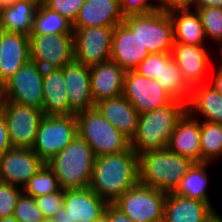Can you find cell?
I'll list each match as a JSON object with an SVG mask.
<instances>
[{"mask_svg":"<svg viewBox=\"0 0 222 222\" xmlns=\"http://www.w3.org/2000/svg\"><path fill=\"white\" fill-rule=\"evenodd\" d=\"M218 52H219L218 54H219V58H221V61L215 70L222 71V51L218 50Z\"/></svg>","mask_w":222,"mask_h":222,"instance_id":"obj_49","label":"cell"},{"mask_svg":"<svg viewBox=\"0 0 222 222\" xmlns=\"http://www.w3.org/2000/svg\"><path fill=\"white\" fill-rule=\"evenodd\" d=\"M205 46L174 43L172 48V58L177 62L181 73L191 87L207 83L204 80L211 61L210 53Z\"/></svg>","mask_w":222,"mask_h":222,"instance_id":"obj_16","label":"cell"},{"mask_svg":"<svg viewBox=\"0 0 222 222\" xmlns=\"http://www.w3.org/2000/svg\"><path fill=\"white\" fill-rule=\"evenodd\" d=\"M37 8L31 2L17 0L12 6L0 10V28L30 36Z\"/></svg>","mask_w":222,"mask_h":222,"instance_id":"obj_29","label":"cell"},{"mask_svg":"<svg viewBox=\"0 0 222 222\" xmlns=\"http://www.w3.org/2000/svg\"><path fill=\"white\" fill-rule=\"evenodd\" d=\"M209 164L212 163H194L181 179L180 185L174 193L186 198L204 201L212 206L207 187Z\"/></svg>","mask_w":222,"mask_h":222,"instance_id":"obj_30","label":"cell"},{"mask_svg":"<svg viewBox=\"0 0 222 222\" xmlns=\"http://www.w3.org/2000/svg\"><path fill=\"white\" fill-rule=\"evenodd\" d=\"M195 0H157V8L160 11L169 13L175 10H184L193 8Z\"/></svg>","mask_w":222,"mask_h":222,"instance_id":"obj_41","label":"cell"},{"mask_svg":"<svg viewBox=\"0 0 222 222\" xmlns=\"http://www.w3.org/2000/svg\"><path fill=\"white\" fill-rule=\"evenodd\" d=\"M22 188L0 182V218L13 216Z\"/></svg>","mask_w":222,"mask_h":222,"instance_id":"obj_37","label":"cell"},{"mask_svg":"<svg viewBox=\"0 0 222 222\" xmlns=\"http://www.w3.org/2000/svg\"><path fill=\"white\" fill-rule=\"evenodd\" d=\"M95 158L90 145L77 135L47 165L62 190L86 188L90 185Z\"/></svg>","mask_w":222,"mask_h":222,"instance_id":"obj_4","label":"cell"},{"mask_svg":"<svg viewBox=\"0 0 222 222\" xmlns=\"http://www.w3.org/2000/svg\"><path fill=\"white\" fill-rule=\"evenodd\" d=\"M174 26V41L184 45H204L207 39L196 10L184 9L169 12Z\"/></svg>","mask_w":222,"mask_h":222,"instance_id":"obj_27","label":"cell"},{"mask_svg":"<svg viewBox=\"0 0 222 222\" xmlns=\"http://www.w3.org/2000/svg\"><path fill=\"white\" fill-rule=\"evenodd\" d=\"M2 111L12 148L32 149L40 122L45 116L42 109L3 101Z\"/></svg>","mask_w":222,"mask_h":222,"instance_id":"obj_10","label":"cell"},{"mask_svg":"<svg viewBox=\"0 0 222 222\" xmlns=\"http://www.w3.org/2000/svg\"><path fill=\"white\" fill-rule=\"evenodd\" d=\"M122 95L139 114L159 109L174 101L155 79L147 78L135 70L125 72Z\"/></svg>","mask_w":222,"mask_h":222,"instance_id":"obj_13","label":"cell"},{"mask_svg":"<svg viewBox=\"0 0 222 222\" xmlns=\"http://www.w3.org/2000/svg\"><path fill=\"white\" fill-rule=\"evenodd\" d=\"M135 71L147 78L155 79L160 77L161 53L149 54L135 69Z\"/></svg>","mask_w":222,"mask_h":222,"instance_id":"obj_40","label":"cell"},{"mask_svg":"<svg viewBox=\"0 0 222 222\" xmlns=\"http://www.w3.org/2000/svg\"><path fill=\"white\" fill-rule=\"evenodd\" d=\"M3 100H4L3 89H2V86H0V111L2 110Z\"/></svg>","mask_w":222,"mask_h":222,"instance_id":"obj_50","label":"cell"},{"mask_svg":"<svg viewBox=\"0 0 222 222\" xmlns=\"http://www.w3.org/2000/svg\"><path fill=\"white\" fill-rule=\"evenodd\" d=\"M121 13L124 17L130 15L146 14L157 11V4L150 0H119ZM155 1V0H153Z\"/></svg>","mask_w":222,"mask_h":222,"instance_id":"obj_39","label":"cell"},{"mask_svg":"<svg viewBox=\"0 0 222 222\" xmlns=\"http://www.w3.org/2000/svg\"><path fill=\"white\" fill-rule=\"evenodd\" d=\"M187 111V104L174 100L167 106L139 114L137 132L130 146L139 156L168 146L178 120Z\"/></svg>","mask_w":222,"mask_h":222,"instance_id":"obj_2","label":"cell"},{"mask_svg":"<svg viewBox=\"0 0 222 222\" xmlns=\"http://www.w3.org/2000/svg\"><path fill=\"white\" fill-rule=\"evenodd\" d=\"M123 19L119 0H86L72 25L73 28L116 26Z\"/></svg>","mask_w":222,"mask_h":222,"instance_id":"obj_23","label":"cell"},{"mask_svg":"<svg viewBox=\"0 0 222 222\" xmlns=\"http://www.w3.org/2000/svg\"><path fill=\"white\" fill-rule=\"evenodd\" d=\"M61 188L53 170L45 163L23 187V193L34 198L55 193Z\"/></svg>","mask_w":222,"mask_h":222,"instance_id":"obj_33","label":"cell"},{"mask_svg":"<svg viewBox=\"0 0 222 222\" xmlns=\"http://www.w3.org/2000/svg\"><path fill=\"white\" fill-rule=\"evenodd\" d=\"M20 1H28L31 2L35 5H37L38 7L45 4L46 0H20Z\"/></svg>","mask_w":222,"mask_h":222,"instance_id":"obj_48","label":"cell"},{"mask_svg":"<svg viewBox=\"0 0 222 222\" xmlns=\"http://www.w3.org/2000/svg\"><path fill=\"white\" fill-rule=\"evenodd\" d=\"M17 0H0V10L12 6Z\"/></svg>","mask_w":222,"mask_h":222,"instance_id":"obj_46","label":"cell"},{"mask_svg":"<svg viewBox=\"0 0 222 222\" xmlns=\"http://www.w3.org/2000/svg\"><path fill=\"white\" fill-rule=\"evenodd\" d=\"M44 115H70V106L65 88L64 67L43 69Z\"/></svg>","mask_w":222,"mask_h":222,"instance_id":"obj_25","label":"cell"},{"mask_svg":"<svg viewBox=\"0 0 222 222\" xmlns=\"http://www.w3.org/2000/svg\"><path fill=\"white\" fill-rule=\"evenodd\" d=\"M12 148L9 141L7 123L3 114V111H0V156Z\"/></svg>","mask_w":222,"mask_h":222,"instance_id":"obj_43","label":"cell"},{"mask_svg":"<svg viewBox=\"0 0 222 222\" xmlns=\"http://www.w3.org/2000/svg\"><path fill=\"white\" fill-rule=\"evenodd\" d=\"M13 216L19 222H43L46 219L36 205L35 198L24 193L18 198Z\"/></svg>","mask_w":222,"mask_h":222,"instance_id":"obj_36","label":"cell"},{"mask_svg":"<svg viewBox=\"0 0 222 222\" xmlns=\"http://www.w3.org/2000/svg\"><path fill=\"white\" fill-rule=\"evenodd\" d=\"M200 151L201 163L222 158V124L200 120Z\"/></svg>","mask_w":222,"mask_h":222,"instance_id":"obj_32","label":"cell"},{"mask_svg":"<svg viewBox=\"0 0 222 222\" xmlns=\"http://www.w3.org/2000/svg\"><path fill=\"white\" fill-rule=\"evenodd\" d=\"M30 60L42 69L63 68L74 60V35H30Z\"/></svg>","mask_w":222,"mask_h":222,"instance_id":"obj_12","label":"cell"},{"mask_svg":"<svg viewBox=\"0 0 222 222\" xmlns=\"http://www.w3.org/2000/svg\"><path fill=\"white\" fill-rule=\"evenodd\" d=\"M205 31L206 38L214 43L222 40V7H208L196 10Z\"/></svg>","mask_w":222,"mask_h":222,"instance_id":"obj_34","label":"cell"},{"mask_svg":"<svg viewBox=\"0 0 222 222\" xmlns=\"http://www.w3.org/2000/svg\"><path fill=\"white\" fill-rule=\"evenodd\" d=\"M77 135L75 114L45 115L40 122L32 150L47 163Z\"/></svg>","mask_w":222,"mask_h":222,"instance_id":"obj_7","label":"cell"},{"mask_svg":"<svg viewBox=\"0 0 222 222\" xmlns=\"http://www.w3.org/2000/svg\"><path fill=\"white\" fill-rule=\"evenodd\" d=\"M137 37L149 54L172 53L174 26L169 13L157 10L126 16L122 22Z\"/></svg>","mask_w":222,"mask_h":222,"instance_id":"obj_6","label":"cell"},{"mask_svg":"<svg viewBox=\"0 0 222 222\" xmlns=\"http://www.w3.org/2000/svg\"><path fill=\"white\" fill-rule=\"evenodd\" d=\"M0 222H19L14 216L0 218Z\"/></svg>","mask_w":222,"mask_h":222,"instance_id":"obj_47","label":"cell"},{"mask_svg":"<svg viewBox=\"0 0 222 222\" xmlns=\"http://www.w3.org/2000/svg\"><path fill=\"white\" fill-rule=\"evenodd\" d=\"M36 205L48 220H60L63 214L64 190L35 198Z\"/></svg>","mask_w":222,"mask_h":222,"instance_id":"obj_35","label":"cell"},{"mask_svg":"<svg viewBox=\"0 0 222 222\" xmlns=\"http://www.w3.org/2000/svg\"><path fill=\"white\" fill-rule=\"evenodd\" d=\"M212 82L210 85L222 95V71H215Z\"/></svg>","mask_w":222,"mask_h":222,"instance_id":"obj_45","label":"cell"},{"mask_svg":"<svg viewBox=\"0 0 222 222\" xmlns=\"http://www.w3.org/2000/svg\"><path fill=\"white\" fill-rule=\"evenodd\" d=\"M4 34H5V31L2 28H0V46H1L2 38Z\"/></svg>","mask_w":222,"mask_h":222,"instance_id":"obj_52","label":"cell"},{"mask_svg":"<svg viewBox=\"0 0 222 222\" xmlns=\"http://www.w3.org/2000/svg\"><path fill=\"white\" fill-rule=\"evenodd\" d=\"M43 69L34 61L25 63L3 86V101L42 109Z\"/></svg>","mask_w":222,"mask_h":222,"instance_id":"obj_9","label":"cell"},{"mask_svg":"<svg viewBox=\"0 0 222 222\" xmlns=\"http://www.w3.org/2000/svg\"><path fill=\"white\" fill-rule=\"evenodd\" d=\"M59 222H77V221H70V220H65V219H60Z\"/></svg>","mask_w":222,"mask_h":222,"instance_id":"obj_55","label":"cell"},{"mask_svg":"<svg viewBox=\"0 0 222 222\" xmlns=\"http://www.w3.org/2000/svg\"><path fill=\"white\" fill-rule=\"evenodd\" d=\"M208 7H222V0H195L192 10L203 9Z\"/></svg>","mask_w":222,"mask_h":222,"instance_id":"obj_44","label":"cell"},{"mask_svg":"<svg viewBox=\"0 0 222 222\" xmlns=\"http://www.w3.org/2000/svg\"><path fill=\"white\" fill-rule=\"evenodd\" d=\"M96 109L130 141L136 135L139 113L123 96L104 99L95 103Z\"/></svg>","mask_w":222,"mask_h":222,"instance_id":"obj_24","label":"cell"},{"mask_svg":"<svg viewBox=\"0 0 222 222\" xmlns=\"http://www.w3.org/2000/svg\"><path fill=\"white\" fill-rule=\"evenodd\" d=\"M94 222H107L106 220V216H102L101 218H99L98 220L94 221Z\"/></svg>","mask_w":222,"mask_h":222,"instance_id":"obj_53","label":"cell"},{"mask_svg":"<svg viewBox=\"0 0 222 222\" xmlns=\"http://www.w3.org/2000/svg\"><path fill=\"white\" fill-rule=\"evenodd\" d=\"M211 222H222L221 213H218V215Z\"/></svg>","mask_w":222,"mask_h":222,"instance_id":"obj_51","label":"cell"},{"mask_svg":"<svg viewBox=\"0 0 222 222\" xmlns=\"http://www.w3.org/2000/svg\"><path fill=\"white\" fill-rule=\"evenodd\" d=\"M104 215L107 222H135L127 217L119 208L114 204H108Z\"/></svg>","mask_w":222,"mask_h":222,"instance_id":"obj_42","label":"cell"},{"mask_svg":"<svg viewBox=\"0 0 222 222\" xmlns=\"http://www.w3.org/2000/svg\"><path fill=\"white\" fill-rule=\"evenodd\" d=\"M166 194L138 183L113 204L135 222H163Z\"/></svg>","mask_w":222,"mask_h":222,"instance_id":"obj_8","label":"cell"},{"mask_svg":"<svg viewBox=\"0 0 222 222\" xmlns=\"http://www.w3.org/2000/svg\"><path fill=\"white\" fill-rule=\"evenodd\" d=\"M115 26L73 28L74 60L92 67L110 60Z\"/></svg>","mask_w":222,"mask_h":222,"instance_id":"obj_11","label":"cell"},{"mask_svg":"<svg viewBox=\"0 0 222 222\" xmlns=\"http://www.w3.org/2000/svg\"><path fill=\"white\" fill-rule=\"evenodd\" d=\"M194 162L168 147L139 155V183L165 193L175 192Z\"/></svg>","mask_w":222,"mask_h":222,"instance_id":"obj_3","label":"cell"},{"mask_svg":"<svg viewBox=\"0 0 222 222\" xmlns=\"http://www.w3.org/2000/svg\"><path fill=\"white\" fill-rule=\"evenodd\" d=\"M78 136L92 148L94 155L116 154L130 147V140L107 121L96 107L75 114Z\"/></svg>","mask_w":222,"mask_h":222,"instance_id":"obj_5","label":"cell"},{"mask_svg":"<svg viewBox=\"0 0 222 222\" xmlns=\"http://www.w3.org/2000/svg\"><path fill=\"white\" fill-rule=\"evenodd\" d=\"M138 183L139 156L131 146L123 152L95 158L89 187L108 204Z\"/></svg>","mask_w":222,"mask_h":222,"instance_id":"obj_1","label":"cell"},{"mask_svg":"<svg viewBox=\"0 0 222 222\" xmlns=\"http://www.w3.org/2000/svg\"><path fill=\"white\" fill-rule=\"evenodd\" d=\"M29 60V36L5 31L0 46V86H3Z\"/></svg>","mask_w":222,"mask_h":222,"instance_id":"obj_19","label":"cell"},{"mask_svg":"<svg viewBox=\"0 0 222 222\" xmlns=\"http://www.w3.org/2000/svg\"><path fill=\"white\" fill-rule=\"evenodd\" d=\"M73 34V25L45 4L39 6L33 19L30 35Z\"/></svg>","mask_w":222,"mask_h":222,"instance_id":"obj_31","label":"cell"},{"mask_svg":"<svg viewBox=\"0 0 222 222\" xmlns=\"http://www.w3.org/2000/svg\"><path fill=\"white\" fill-rule=\"evenodd\" d=\"M218 213L209 203L172 192L166 194L163 222H211Z\"/></svg>","mask_w":222,"mask_h":222,"instance_id":"obj_18","label":"cell"},{"mask_svg":"<svg viewBox=\"0 0 222 222\" xmlns=\"http://www.w3.org/2000/svg\"><path fill=\"white\" fill-rule=\"evenodd\" d=\"M148 55L149 52L146 47L123 23L115 26L111 60L115 61L126 72L135 70Z\"/></svg>","mask_w":222,"mask_h":222,"instance_id":"obj_22","label":"cell"},{"mask_svg":"<svg viewBox=\"0 0 222 222\" xmlns=\"http://www.w3.org/2000/svg\"><path fill=\"white\" fill-rule=\"evenodd\" d=\"M187 111L193 117L201 115L203 121L222 124V95L209 83L196 85L192 87Z\"/></svg>","mask_w":222,"mask_h":222,"instance_id":"obj_26","label":"cell"},{"mask_svg":"<svg viewBox=\"0 0 222 222\" xmlns=\"http://www.w3.org/2000/svg\"><path fill=\"white\" fill-rule=\"evenodd\" d=\"M157 82L174 100L189 103L192 87L185 80L171 53H161V71Z\"/></svg>","mask_w":222,"mask_h":222,"instance_id":"obj_28","label":"cell"},{"mask_svg":"<svg viewBox=\"0 0 222 222\" xmlns=\"http://www.w3.org/2000/svg\"><path fill=\"white\" fill-rule=\"evenodd\" d=\"M125 71L113 60L90 67V87L94 104L123 93Z\"/></svg>","mask_w":222,"mask_h":222,"instance_id":"obj_20","label":"cell"},{"mask_svg":"<svg viewBox=\"0 0 222 222\" xmlns=\"http://www.w3.org/2000/svg\"><path fill=\"white\" fill-rule=\"evenodd\" d=\"M172 152L201 163L200 120L188 111L178 120L167 146Z\"/></svg>","mask_w":222,"mask_h":222,"instance_id":"obj_21","label":"cell"},{"mask_svg":"<svg viewBox=\"0 0 222 222\" xmlns=\"http://www.w3.org/2000/svg\"><path fill=\"white\" fill-rule=\"evenodd\" d=\"M44 164L32 149L10 148L0 156V182L23 189Z\"/></svg>","mask_w":222,"mask_h":222,"instance_id":"obj_14","label":"cell"},{"mask_svg":"<svg viewBox=\"0 0 222 222\" xmlns=\"http://www.w3.org/2000/svg\"><path fill=\"white\" fill-rule=\"evenodd\" d=\"M43 222H59V220H48V219H45Z\"/></svg>","mask_w":222,"mask_h":222,"instance_id":"obj_56","label":"cell"},{"mask_svg":"<svg viewBox=\"0 0 222 222\" xmlns=\"http://www.w3.org/2000/svg\"><path fill=\"white\" fill-rule=\"evenodd\" d=\"M108 203L90 187L64 190L62 219L94 222L104 216Z\"/></svg>","mask_w":222,"mask_h":222,"instance_id":"obj_15","label":"cell"},{"mask_svg":"<svg viewBox=\"0 0 222 222\" xmlns=\"http://www.w3.org/2000/svg\"><path fill=\"white\" fill-rule=\"evenodd\" d=\"M217 45H219L218 46V48H219L218 50L222 51V40L220 42H218Z\"/></svg>","mask_w":222,"mask_h":222,"instance_id":"obj_54","label":"cell"},{"mask_svg":"<svg viewBox=\"0 0 222 222\" xmlns=\"http://www.w3.org/2000/svg\"><path fill=\"white\" fill-rule=\"evenodd\" d=\"M64 80L70 114L95 106L91 95L90 67L73 60L64 66Z\"/></svg>","mask_w":222,"mask_h":222,"instance_id":"obj_17","label":"cell"},{"mask_svg":"<svg viewBox=\"0 0 222 222\" xmlns=\"http://www.w3.org/2000/svg\"><path fill=\"white\" fill-rule=\"evenodd\" d=\"M85 1L86 0H46L45 5L73 24Z\"/></svg>","mask_w":222,"mask_h":222,"instance_id":"obj_38","label":"cell"}]
</instances>
